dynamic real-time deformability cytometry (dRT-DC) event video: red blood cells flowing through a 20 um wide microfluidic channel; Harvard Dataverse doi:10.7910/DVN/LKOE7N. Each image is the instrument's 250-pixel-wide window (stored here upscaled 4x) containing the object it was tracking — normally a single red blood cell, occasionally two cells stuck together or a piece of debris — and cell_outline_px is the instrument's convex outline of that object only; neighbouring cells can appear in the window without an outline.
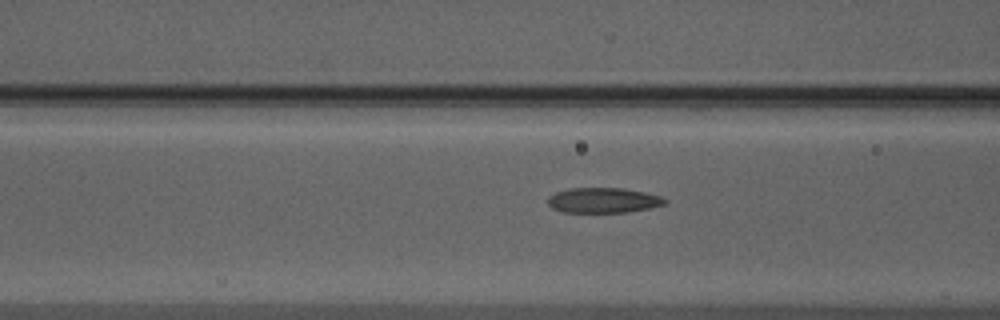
{"species": "Egyptian fruit bat (a non-hibernating species)", "species_latin": "Rousettus aegyptiacus", "temperature_condition": "warm", "stored_images_in_passage": 20, "camera_frame_rate_fps": 3000, "um_per_image_px": 0.085, "animal": {"sex": "male"}, "frame": {"image": 1, "passage_image": 11, "time_ms": 3.333, "image_size_px": [1000, 320], "cell_outline_px": [[668, 204], [652, 208], [628, 212], [560, 212], [552, 208], [548, 204], [548, 196], [556, 192], [568, 188], [624, 188], [644, 192], [660, 196], [668, 200]], "centroid_in_image_um": [51.3, 17.03], "position_along_channel_um": 115.3, "area_um2": 17.4}}
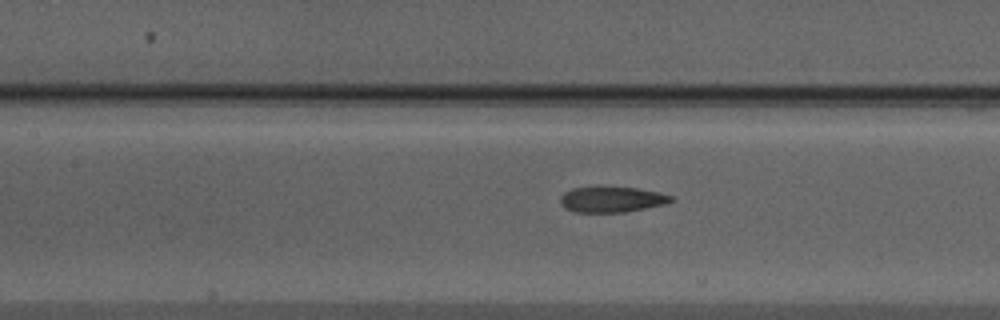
{"frame": {"image": 2, "passage_image": 14, "time_ms": 4.333, "image_size_px": [1000, 320], "cell_outline_px": [[676, 200], [668, 204], [624, 212], [572, 212], [564, 208], [560, 204], [560, 196], [564, 192], [572, 188], [596, 184], [636, 188], [660, 192], [672, 196]], "centroid_in_image_um": [51.98, 16.91], "position_along_channel_um": 155.4, "area_um2": 17.46}}
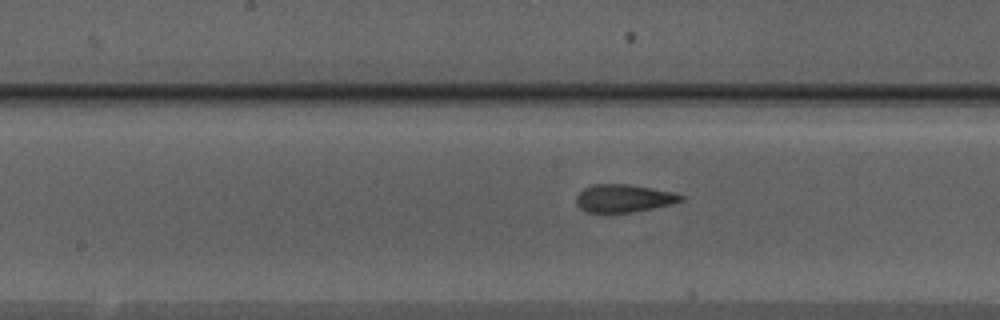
{"frame": {"image": 3, "passage_image": 17, "time_ms": 5.333, "image_size_px": [1000, 320], "cell_outline_px": [[684, 200], [672, 204], [632, 212], [608, 216], [604, 216], [584, 212], [576, 204], [576, 196], [584, 188], [592, 184], [628, 184], [676, 192], [684, 196]], "centroid_in_image_um": [52.96, 16.9], "position_along_channel_um": 195.2, "area_um2": 17.8}}